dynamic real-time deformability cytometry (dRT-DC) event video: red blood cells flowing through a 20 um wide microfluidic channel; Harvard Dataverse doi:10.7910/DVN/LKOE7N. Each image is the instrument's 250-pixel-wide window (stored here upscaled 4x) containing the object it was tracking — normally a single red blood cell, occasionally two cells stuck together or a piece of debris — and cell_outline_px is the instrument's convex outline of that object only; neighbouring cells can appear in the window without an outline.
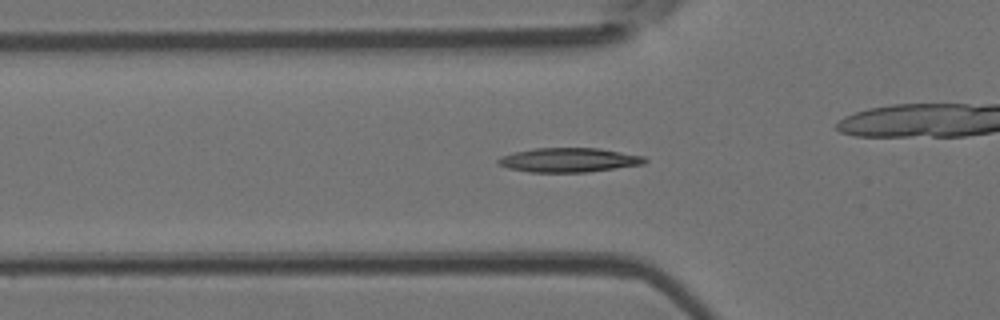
{"species": "Egyptian fruit bat (a non-hibernating species)", "species_latin": "Rousettus aegyptiacus", "temperature_condition": "room temperature", "stored_images_in_passage": 52, "camera_frame_rate_fps": 3000, "um_per_image_px": 0.085, "animal": {"sex": "female"}, "frame": {"image": 1, "passage_image": 17, "time_ms": 5.333, "image_size_px": [1000, 320], "cell_outline_px": [[648, 160], [644, 164], [584, 172], [528, 172], [508, 168], [496, 164], [496, 160], [500, 156], [532, 148], [600, 148], [644, 156]], "centroid_in_image_um": [48.32, 13.59], "position_along_channel_um": 77.5, "area_um2": 20.75}}
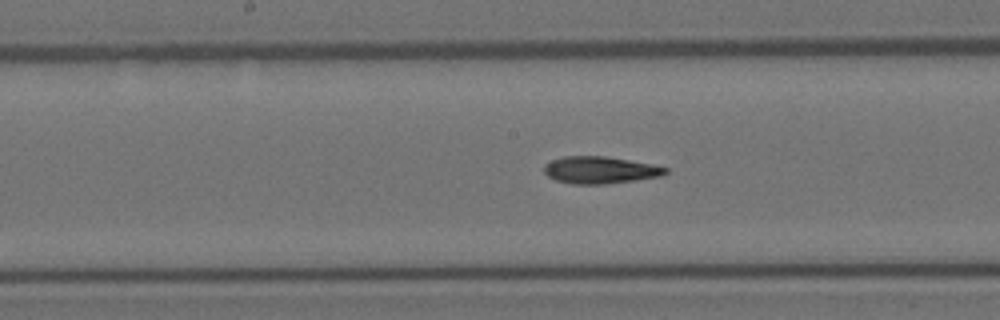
{"frame": {"image": 2, "passage_image": 26, "time_ms": 8.333, "image_size_px": [1000, 320], "cell_outline_px": [[668, 172], [660, 176], [604, 184], [572, 184], [556, 180], [548, 176], [544, 172], [544, 164], [552, 160], [564, 156], [604, 156], [652, 164], [668, 168]], "centroid_in_image_um": [50.97, 14.45], "position_along_channel_um": 197.2, "area_um2": 18.96}}
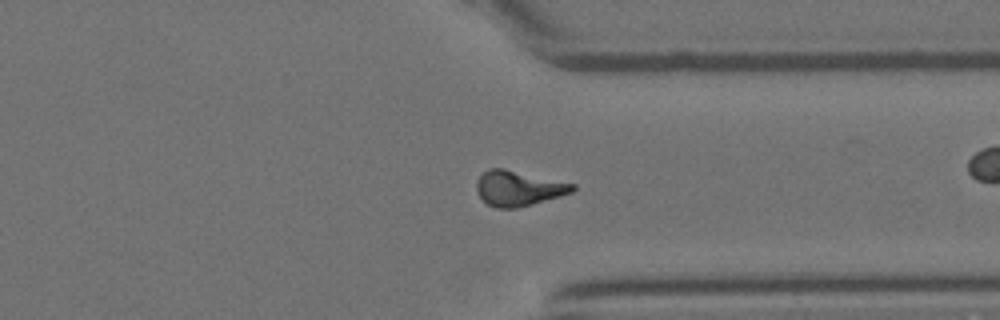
{"frame": {"image": 3, "passage_image": 39, "time_ms": 12.667, "image_size_px": [1000, 320], "cell_outline_px": [[576, 188], [572, 192], [560, 196], [532, 204], [516, 208], [496, 208], [488, 204], [480, 196], [476, 188], [476, 180], [488, 168], [504, 168], [576, 184]], "centroid_in_image_um": [44.07, 15.99], "position_along_channel_um": 367.3, "area_um2": 19.59}, "authors_computed_cell_mechanics": {"area_um2": 19.074, "velocity_mm_per_s": 3.9568, "shape_relaxation_time_tau1_ms": null, "shape_relaxation_time_tau2_ms": 6.8805, "deformation_change_tau1": null, "deformation_change_tau2": 0.1675}}